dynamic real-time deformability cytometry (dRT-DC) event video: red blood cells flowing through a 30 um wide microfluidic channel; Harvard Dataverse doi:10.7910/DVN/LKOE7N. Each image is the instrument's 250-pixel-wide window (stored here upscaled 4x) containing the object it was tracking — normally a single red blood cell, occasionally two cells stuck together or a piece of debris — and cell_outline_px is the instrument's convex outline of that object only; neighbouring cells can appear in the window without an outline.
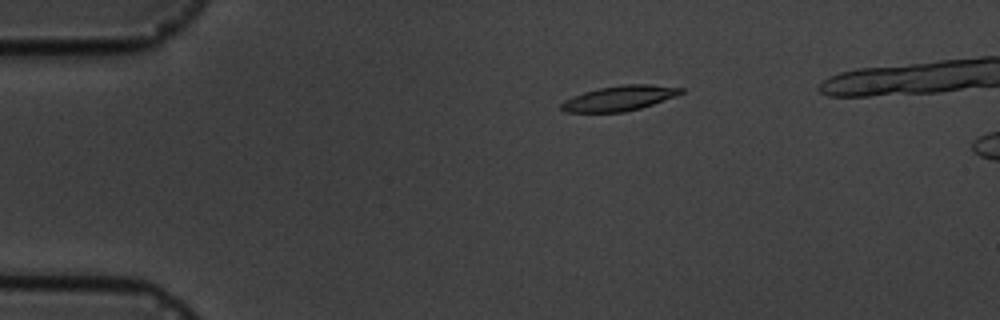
{"species": "common noctule bat (a hibernating species)", "species_latin": "Nyctalus noctula", "temperature_condition": "cold", "stored_images_in_passage": 5, "camera_frame_rate_fps": 3000, "um_per_image_px": 0.085, "animal": {"sex": "male", "body_mass_g": 19.5, "forearm_length_mm": 54.6}, "frame": {"image": 1, "passage_image": 3, "time_ms": 3.0, "image_size_px": [1000, 320], "cell_outline_px": [[684, 92], [676, 96], [640, 108], [624, 112], [564, 112], [560, 108], [560, 104], [564, 100], [572, 96], [584, 92], [600, 88], [620, 84], [652, 84], [684, 88]], "centroid_in_image_um": [52.64, 8.34], "position_along_channel_um": 32.4, "area_um2": 17.51}}